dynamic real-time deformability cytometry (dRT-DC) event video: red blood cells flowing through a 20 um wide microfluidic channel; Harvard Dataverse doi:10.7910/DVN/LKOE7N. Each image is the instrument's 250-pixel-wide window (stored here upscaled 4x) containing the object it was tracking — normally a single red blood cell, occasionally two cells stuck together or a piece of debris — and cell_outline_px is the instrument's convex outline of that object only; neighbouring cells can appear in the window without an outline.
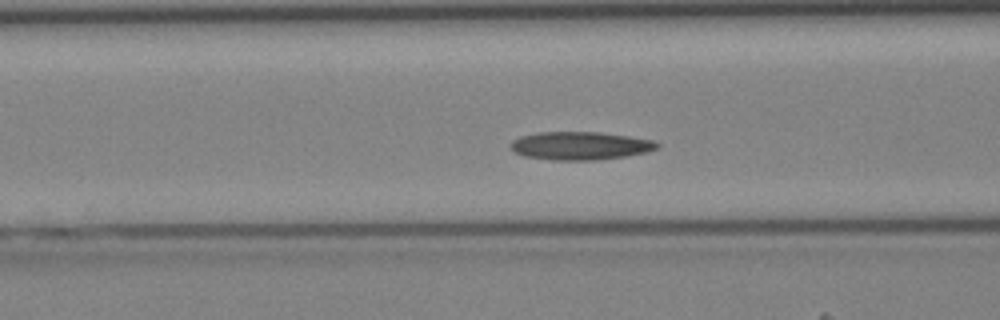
{"species": "Egyptian fruit bat (a non-hibernating species)", "species_latin": "Rousettus aegyptiacus", "temperature_condition": "cold", "stored_images_in_passage": 43, "camera_frame_rate_fps": 3000, "um_per_image_px": 0.085, "animal": {"sex": "female"}, "frame": {"image": 1, "passage_image": 17, "time_ms": 5.333, "image_size_px": [1000, 320], "cell_outline_px": [[660, 148], [648, 152], [624, 156], [596, 160], [552, 160], [524, 156], [516, 152], [508, 144], [512, 140], [520, 136], [540, 132], [600, 132], [628, 136], [652, 140], [660, 144]], "centroid_in_image_um": [49.32, 12.39], "position_along_channel_um": 117.3, "area_um2": 24.04}}
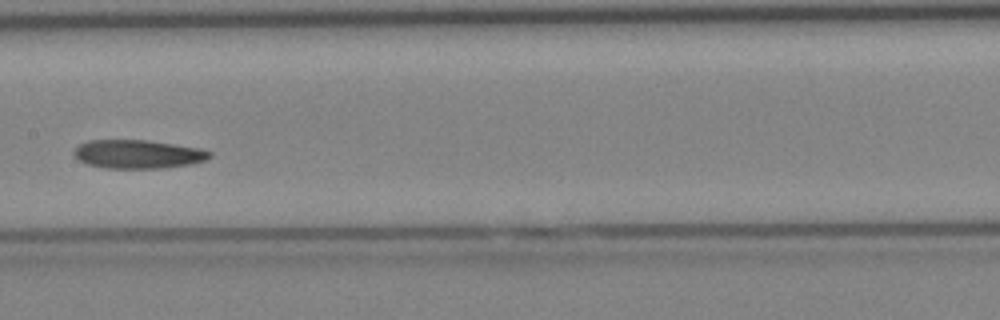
{"frame": {"image": 2, "passage_image": 22, "time_ms": 7.0, "image_size_px": [1000, 320], "cell_outline_px": [[212, 156], [204, 160], [192, 164], [164, 168], [104, 168], [88, 164], [80, 160], [72, 152], [80, 144], [88, 140], [148, 140], [200, 148], [212, 152]], "centroid_in_image_um": [11.75, 13.1], "position_along_channel_um": 195.7, "area_um2": 22.6}}
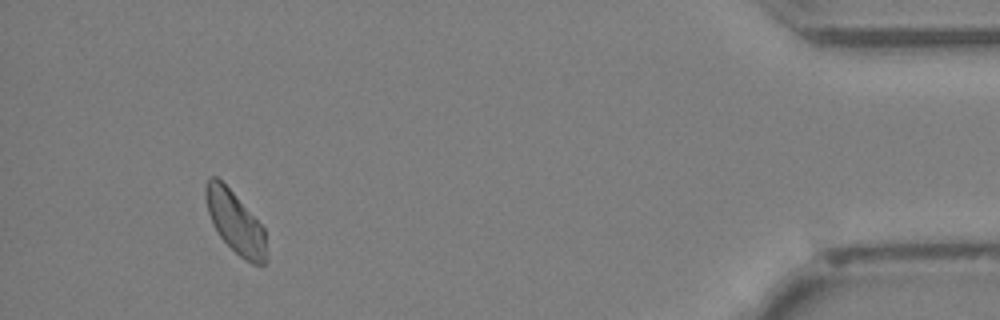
{"frame": {"image": 3, "passage_image": 40, "time_ms": 13.0, "image_size_px": [1000, 320], "cell_outline_px": [[268, 260], [264, 264], [252, 264], [244, 260], [216, 232], [212, 224], [208, 212], [204, 196], [204, 188], [208, 180], [212, 176], [216, 176], [232, 192], [264, 228]], "centroid_in_image_um": [19.99, 18.93], "position_along_channel_um": 415.2, "area_um2": 21.73}}